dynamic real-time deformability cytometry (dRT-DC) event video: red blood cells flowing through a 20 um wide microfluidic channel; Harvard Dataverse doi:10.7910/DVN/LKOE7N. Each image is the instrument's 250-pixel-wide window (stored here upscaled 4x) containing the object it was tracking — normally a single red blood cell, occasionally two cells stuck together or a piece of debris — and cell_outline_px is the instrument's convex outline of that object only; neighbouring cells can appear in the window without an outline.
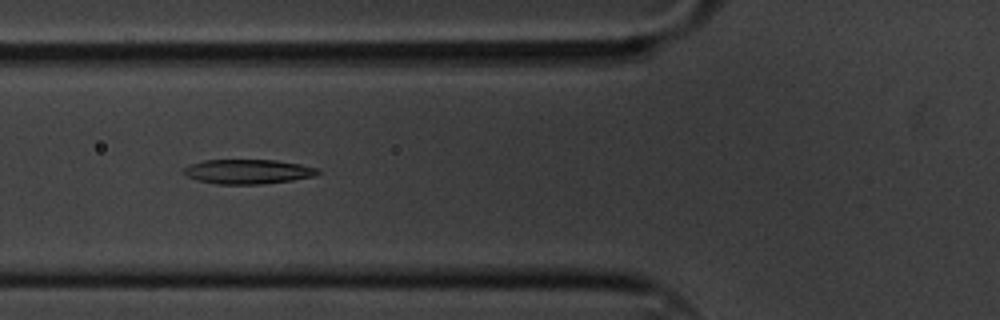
{"species": "common noctule bat (a hibernating species)", "species_latin": "Nyctalus noctula", "temperature_condition": "cold", "stored_images_in_passage": 7, "camera_frame_rate_fps": 3000, "um_per_image_px": 0.085, "animal": {"sex": "male", "body_mass_g": 20.1, "forearm_length_mm": 53.5}, "frame": {"image": 1, "passage_image": 6, "time_ms": 1.667, "image_size_px": [1000, 320], "cell_outline_px": [[320, 172], [316, 176], [292, 180], [260, 184], [216, 184], [196, 180], [180, 172], [184, 168], [192, 164], [204, 160], [276, 160], [300, 164], [320, 168]], "centroid_in_image_um": [21.09, 14.58], "position_along_channel_um": 104.7, "area_um2": 19.25}}
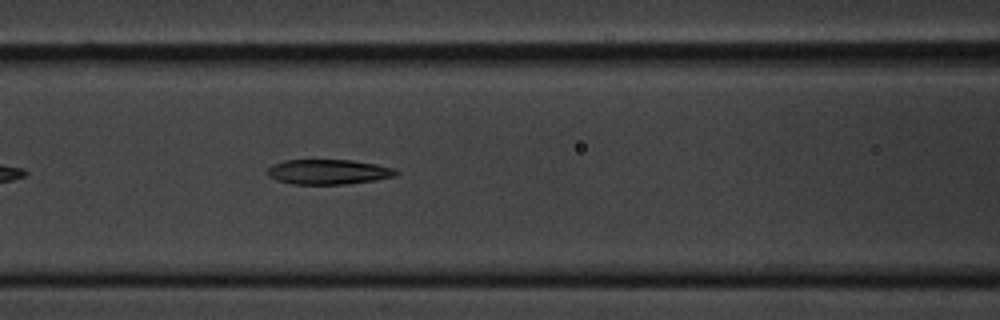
{"frame": {"image": 2, "passage_image": 7, "time_ms": 2.0, "image_size_px": [1000, 320], "cell_outline_px": [[400, 172], [396, 176], [376, 180], [344, 184], [292, 184], [276, 180], [268, 176], [268, 168], [272, 164], [284, 160], [352, 160], [376, 164], [396, 168]], "centroid_in_image_um": [27.94, 14.6], "position_along_channel_um": 138.7, "area_um2": 18.84}}